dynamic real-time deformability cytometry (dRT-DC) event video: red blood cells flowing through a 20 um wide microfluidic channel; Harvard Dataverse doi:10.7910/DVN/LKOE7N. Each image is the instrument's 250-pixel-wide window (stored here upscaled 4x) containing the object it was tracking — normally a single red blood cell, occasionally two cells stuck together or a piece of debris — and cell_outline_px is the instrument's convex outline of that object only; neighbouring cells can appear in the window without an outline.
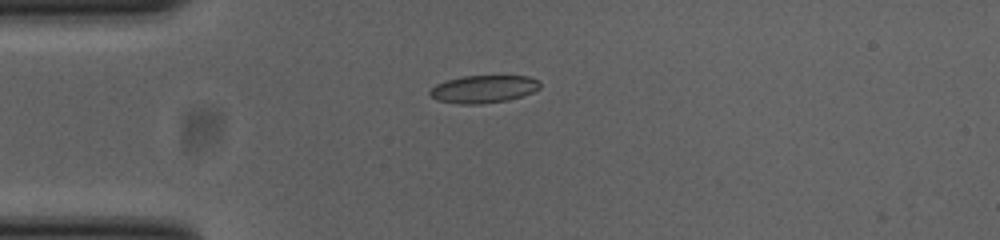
{"species": "common noctule bat (a hibernating species)", "species_latin": "Nyctalus noctula", "temperature_condition": "cold", "stored_images_in_passage": 4, "camera_frame_rate_fps": 3000, "um_per_image_px": 0.085, "animal": {"sex": "female", "body_mass_g": 23.0, "forearm_length_mm": 53.4}, "frame": {"image": 1, "passage_image": 1, "time_ms": 0.0, "image_size_px": [1000, 240], "cell_outline_px": [[540, 88], [532, 92], [508, 100], [480, 104], [460, 104], [436, 100], [428, 92], [436, 84], [448, 80], [464, 76], [528, 76], [540, 80]], "centroid_in_image_um": [41.11, 7.57], "position_along_channel_um": 43.9, "area_um2": 17.63}}